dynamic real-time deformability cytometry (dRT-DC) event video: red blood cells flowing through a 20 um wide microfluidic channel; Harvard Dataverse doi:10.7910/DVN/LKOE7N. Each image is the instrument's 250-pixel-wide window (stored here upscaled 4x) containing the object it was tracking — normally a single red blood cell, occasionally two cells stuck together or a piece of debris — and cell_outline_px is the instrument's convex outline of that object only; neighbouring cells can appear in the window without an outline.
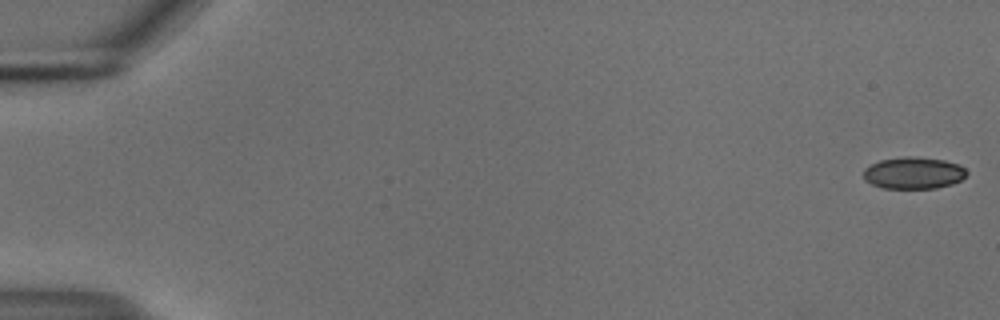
{"species": "common noctule bat (a hibernating species)", "species_latin": "Nyctalus noctula", "temperature_condition": "cold", "stored_images_in_passage": 55, "camera_frame_rate_fps": 3000, "um_per_image_px": 0.085, "animal": {"sex": "male", "body_mass_g": 18.8}, "frame": {"image": 1, "passage_image": 1, "time_ms": 0.0, "image_size_px": [1000, 320], "cell_outline_px": [[968, 172], [960, 180], [952, 184], [936, 188], [880, 188], [864, 180], [864, 168], [880, 160], [904, 156], [912, 156], [944, 160], [960, 164]], "centroid_in_image_um": [77.64, 14.7], "position_along_channel_um": 7.4, "area_um2": 19.19}}
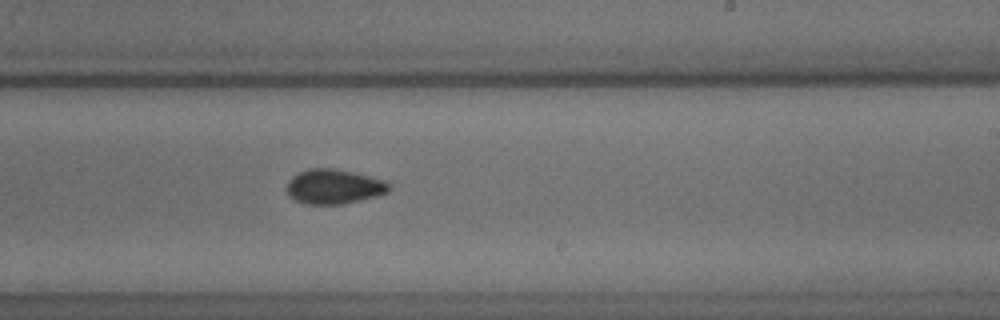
{"frame": {"image": 2, "passage_image": 34, "time_ms": 11.0, "image_size_px": [1000, 320], "cell_outline_px": [[392, 184], [388, 192], [376, 196], [360, 200], [340, 204], [308, 204], [296, 200], [288, 196], [288, 180], [292, 176], [300, 172], [312, 168], [332, 168], [352, 172], [384, 180]], "centroid_in_image_um": [28.4, 15.86], "position_along_channel_um": 260.6, "area_um2": 20.46}}
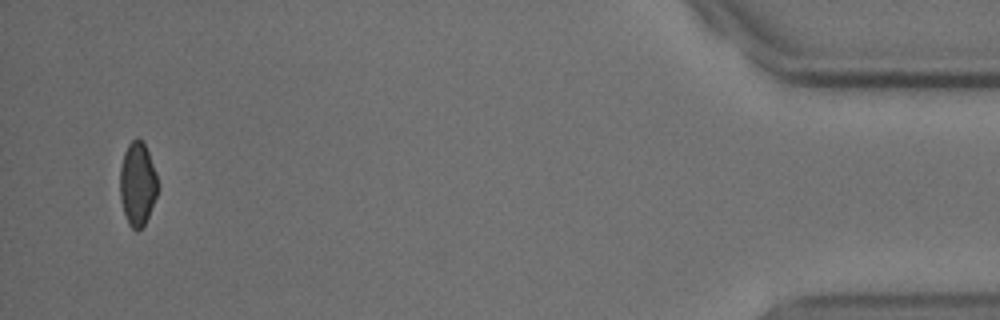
{"frame": {"image": 3, "passage_image": 53, "time_ms": 17.333, "image_size_px": [1000, 320], "cell_outline_px": [[160, 188], [148, 216], [144, 224], [136, 232], [128, 224], [124, 216], [120, 200], [120, 168], [124, 152], [128, 144], [136, 136], [144, 144], [148, 152]], "centroid_in_image_um": [11.68, 15.66], "position_along_channel_um": 423.5, "area_um2": 18.5}, "authors_computed_cell_mechanics": {"area_um2": 20.0566, "velocity_mm_per_s": 3.7367, "shape_relaxation_time_tau1_ms": 9.0086, "shape_relaxation_time_tau2_ms": 2.7615, "deformation_change_tau1": 0.0986, "deformation_change_tau2": 0.0526}}